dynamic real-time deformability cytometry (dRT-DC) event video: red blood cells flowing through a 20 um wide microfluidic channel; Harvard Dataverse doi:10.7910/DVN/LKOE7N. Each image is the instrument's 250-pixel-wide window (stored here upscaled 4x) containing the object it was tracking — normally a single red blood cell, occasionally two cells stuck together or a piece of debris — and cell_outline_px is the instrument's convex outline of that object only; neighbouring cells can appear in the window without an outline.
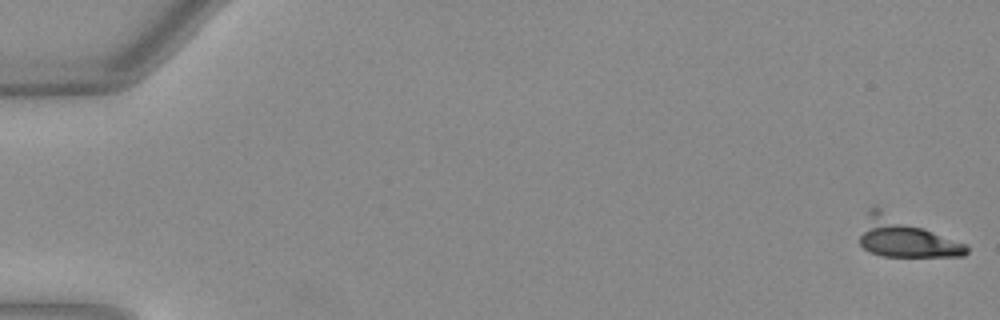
{"species": "Egyptian fruit bat (a non-hibernating species)", "species_latin": "Rousettus aegyptiacus", "temperature_condition": "warm", "stored_images_in_passage": 41, "camera_frame_rate_fps": 3000, "um_per_image_px": 0.085, "animal": {"sex": "female"}, "frame": {"image": 1, "passage_image": 1, "time_ms": 0.0, "image_size_px": [1000, 320], "cell_outline_px": [[968, 252], [964, 256], [884, 256], [872, 252], [864, 248], [860, 244], [860, 236], [868, 208], [872, 204], [876, 204], [968, 244]], "centroid_in_image_um": [76.95, 20.11], "position_along_channel_um": 8.0, "area_um2": 25.32}}